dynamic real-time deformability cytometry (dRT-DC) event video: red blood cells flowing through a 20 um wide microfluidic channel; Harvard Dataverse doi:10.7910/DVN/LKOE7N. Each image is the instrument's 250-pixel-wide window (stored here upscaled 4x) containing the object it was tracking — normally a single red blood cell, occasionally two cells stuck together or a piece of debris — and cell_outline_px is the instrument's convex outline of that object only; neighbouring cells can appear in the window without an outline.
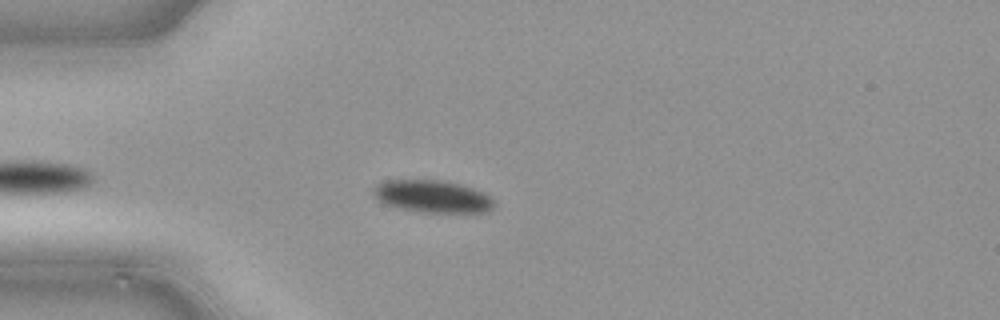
{"species": "common noctule bat (a hibernating species)", "species_latin": "Nyctalus noctula", "temperature_condition": "cold", "stored_images_in_passage": 34, "camera_frame_rate_fps": 3000, "um_per_image_px": 0.085, "animal": {"sex": "male", "body_mass_g": 21.5, "forearm_length_mm": 52.0}, "frame": {"image": 1, "passage_image": 6, "time_ms": 1.667, "image_size_px": [1000, 320], "cell_outline_px": [[492, 208], [488, 212], [424, 212], [404, 208], [388, 204], [380, 200], [372, 192], [376, 184], [388, 180], [444, 180], [460, 184], [484, 192], [492, 200]], "centroid_in_image_um": [36.78, 16.68], "position_along_channel_um": 48.2, "area_um2": 22.25}}
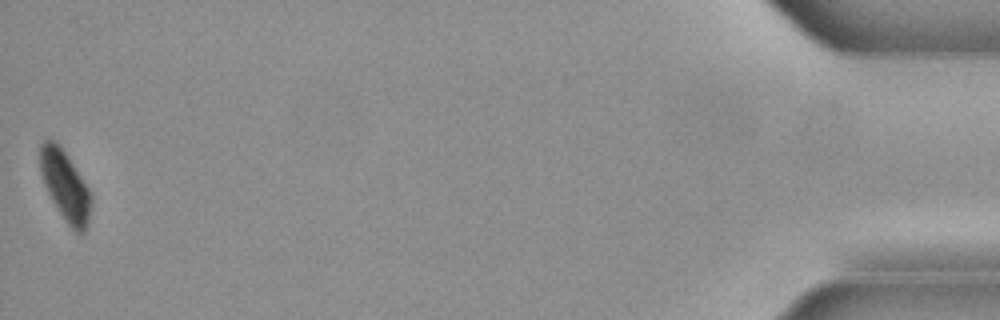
{"frame": {"image": 2, "passage_image": 34, "time_ms": 11.0, "image_size_px": [1000, 320], "cell_outline_px": [[92, 200], [88, 220], [84, 232], [76, 232], [64, 220], [52, 200], [44, 184], [40, 172], [40, 144], [48, 136], [56, 140], [60, 144], [68, 156], [88, 188], [92, 196]], "centroid_in_image_um": [5.52, 15.72], "position_along_channel_um": 429.7, "area_um2": 20.81}}